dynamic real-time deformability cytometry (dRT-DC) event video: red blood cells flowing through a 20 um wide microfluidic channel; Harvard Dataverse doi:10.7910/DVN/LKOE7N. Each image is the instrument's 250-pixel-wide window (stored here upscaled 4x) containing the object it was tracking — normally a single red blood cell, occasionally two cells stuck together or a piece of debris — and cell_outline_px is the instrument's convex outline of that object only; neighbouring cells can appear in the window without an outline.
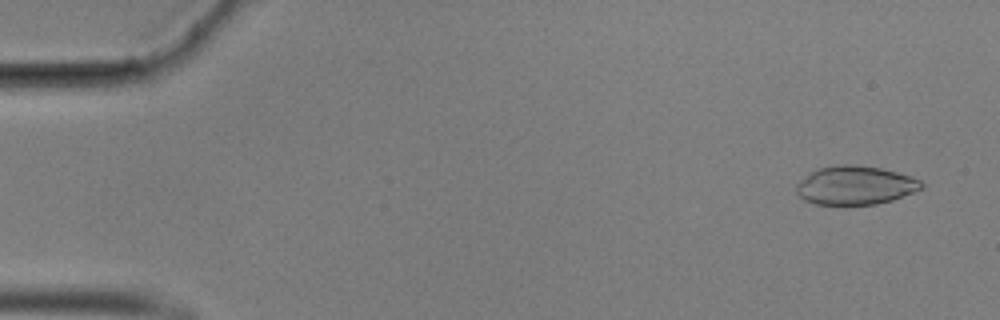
{"species": "common noctule bat (a hibernating species)", "species_latin": "Nyctalus noctula", "temperature_condition": "cold", "stored_images_in_passage": 56, "camera_frame_rate_fps": 3000, "um_per_image_px": 0.085, "animal": {"sex": "male", "body_mass_g": 17.9}, "frame": {"image": 1, "passage_image": 3, "time_ms": 0.667, "image_size_px": [1000, 320], "cell_outline_px": [[924, 188], [892, 200], [876, 204], [816, 204], [804, 200], [796, 192], [796, 184], [808, 172], [816, 168], [836, 164], [852, 164], [880, 168], [912, 176], [920, 180], [924, 184]], "centroid_in_image_um": [72.67, 15.73], "position_along_channel_um": 12.3, "area_um2": 28.38}}
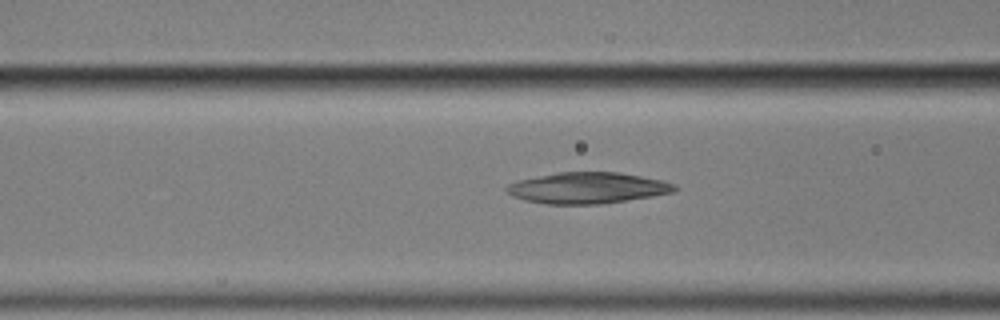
{"frame": {"image": 2, "passage_image": 22, "time_ms": 7.0, "image_size_px": [1000, 320], "cell_outline_px": [[680, 188], [676, 192], [604, 204], [544, 204], [524, 200], [512, 196], [504, 188], [508, 184], [520, 180], [556, 172], [620, 172], [660, 180], [676, 184]], "centroid_in_image_um": [49.96, 15.98], "position_along_channel_um": 116.6, "area_um2": 30.63}}
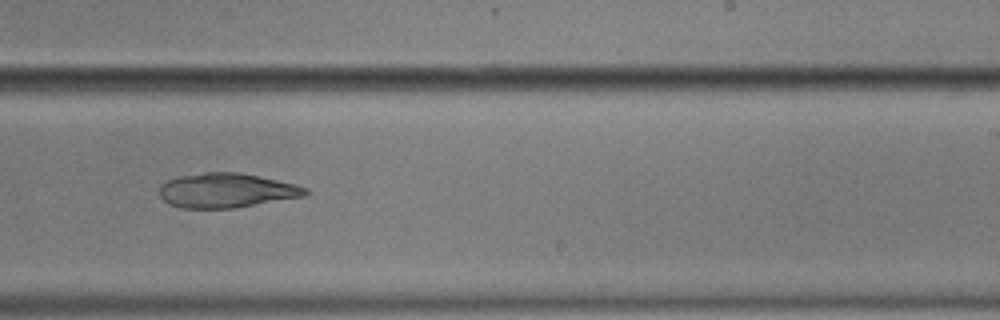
{"frame": {"image": 3, "passage_image": 35, "time_ms": 11.333, "image_size_px": [1000, 320], "cell_outline_px": [[308, 192], [304, 196], [236, 208], [180, 208], [168, 204], [160, 196], [160, 188], [168, 180], [180, 176], [204, 172], [240, 172], [296, 184], [308, 188]], "centroid_in_image_um": [19.26, 16.19], "position_along_channel_um": 269.7, "area_um2": 29.3}}